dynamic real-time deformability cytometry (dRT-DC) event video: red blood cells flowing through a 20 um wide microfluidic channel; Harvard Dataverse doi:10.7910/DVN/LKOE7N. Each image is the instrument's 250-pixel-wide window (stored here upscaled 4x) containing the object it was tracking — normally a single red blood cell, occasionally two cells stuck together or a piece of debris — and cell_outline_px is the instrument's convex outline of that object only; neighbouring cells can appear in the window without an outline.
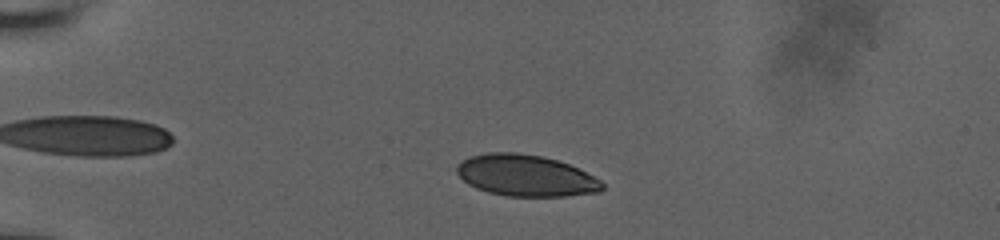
{"species": "human", "species_latin": "Homo sapiens", "temperature_condition": "room temperature", "stored_images_in_passage": 50, "camera_frame_rate_fps": 3000, "um_per_image_px": 0.085, "donor": {"sex": "male"}, "frame": {"image": 1, "passage_image": 10, "time_ms": 3.0, "image_size_px": [1000, 240], "cell_outline_px": [[604, 188], [600, 192], [564, 196], [504, 196], [488, 192], [476, 188], [468, 184], [456, 172], [456, 168], [464, 160], [472, 156], [488, 152], [516, 152], [544, 156], [568, 164], [600, 180], [604, 184]], "centroid_in_image_um": [44.69, 14.93], "position_along_channel_um": 40.3, "area_um2": 34.91}}
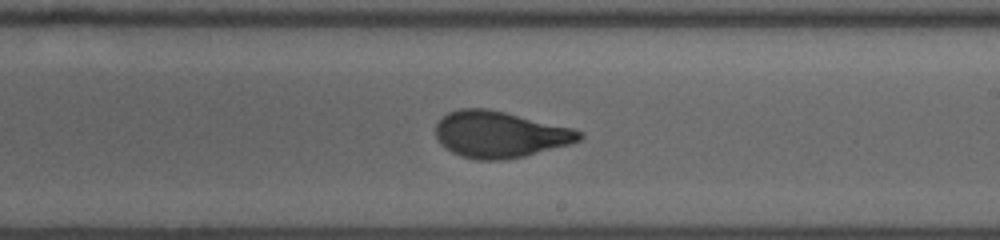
{"frame": {"image": 2, "passage_image": 30, "time_ms": 9.667, "image_size_px": [1000, 240], "cell_outline_px": [[584, 136], [580, 140], [572, 144], [524, 156], [504, 160], [476, 160], [460, 156], [444, 148], [440, 144], [436, 136], [436, 124], [448, 112], [460, 108], [488, 108], [572, 128], [584, 132]], "centroid_in_image_um": [42.48, 11.43], "position_along_channel_um": 246.5, "area_um2": 39.02}}
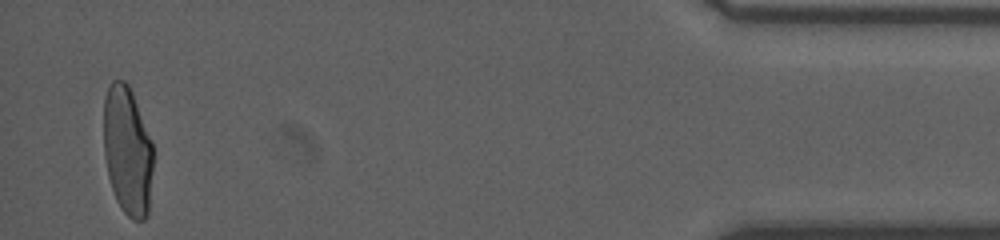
{"frame": {"image": 3, "passage_image": 49, "time_ms": 16.0, "image_size_px": [1000, 240], "cell_outline_px": [[152, 172], [148, 216], [144, 220], [132, 220], [120, 208], [116, 200], [108, 176], [104, 156], [104, 96], [112, 80], [124, 80], [128, 84], [132, 92], [152, 140]], "centroid_in_image_um": [10.83, 12.83], "position_along_channel_um": 424.4, "area_um2": 37.4}, "authors_computed_cell_mechanics": {"area_um2": 37.9457, "velocity_mm_per_s": 3.9403, "shape_relaxation_time_tau1_ms": 6.1876, "shape_relaxation_time_tau2_ms": null, "deformation_change_tau1": 0.2036, "deformation_change_tau2": null}}